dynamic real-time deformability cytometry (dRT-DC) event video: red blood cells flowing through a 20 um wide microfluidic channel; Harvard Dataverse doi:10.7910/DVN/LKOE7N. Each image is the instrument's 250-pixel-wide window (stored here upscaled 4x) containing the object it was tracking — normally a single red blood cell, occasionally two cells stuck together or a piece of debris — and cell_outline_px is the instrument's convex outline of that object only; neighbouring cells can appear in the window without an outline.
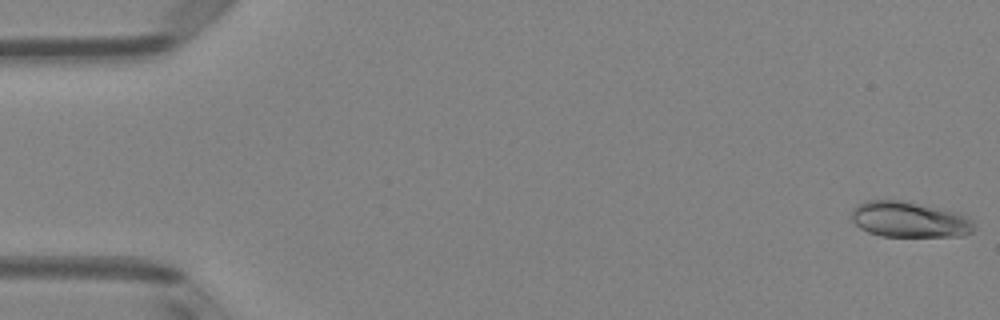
{"species": "Egyptian fruit bat (a non-hibernating species)", "species_latin": "Rousettus aegyptiacus", "temperature_condition": "room temperature", "stored_images_in_passage": 50, "camera_frame_rate_fps": 3000, "um_per_image_px": 0.085, "animal": {"sex": "female"}, "frame": {"image": 1, "passage_image": 1, "time_ms": 0.0, "image_size_px": [1000, 320], "cell_outline_px": [[976, 228], [972, 232], [964, 236], [880, 236], [868, 232], [860, 228], [852, 220], [852, 208], [856, 204], [864, 200], [900, 200], [960, 212], [968, 216], [972, 220]], "centroid_in_image_um": [77.32, 18.65], "position_along_channel_um": 7.7, "area_um2": 25.84}}
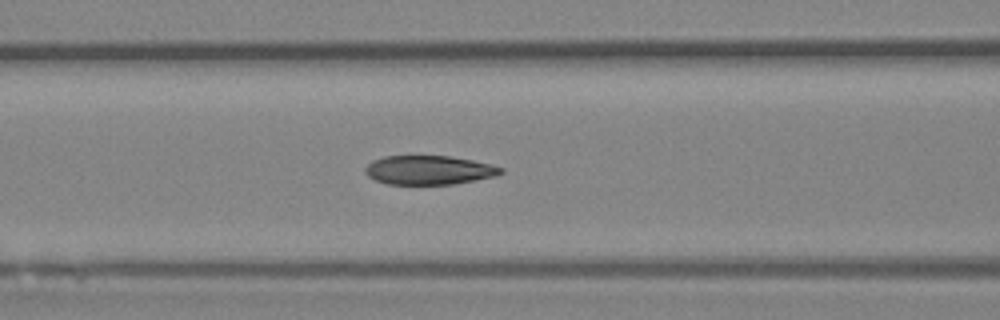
{"frame": {"image": 2, "passage_image": 21, "time_ms": 6.667, "image_size_px": [1000, 320], "cell_outline_px": [[504, 172], [496, 176], [476, 180], [452, 184], [388, 184], [376, 180], [368, 176], [364, 172], [364, 168], [372, 160], [384, 156], [452, 156], [472, 160], [504, 168]], "centroid_in_image_um": [36.45, 14.45], "position_along_channel_um": 130.1, "area_um2": 22.95}}
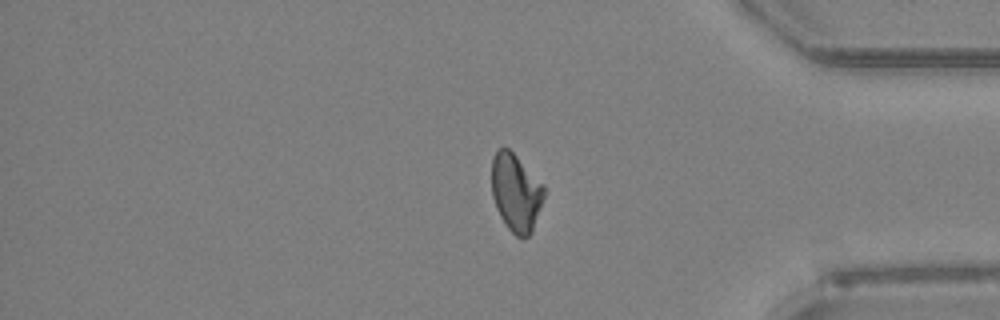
{"frame": {"image": 3, "passage_image": 42, "time_ms": 13.667, "image_size_px": [1000, 320], "cell_outline_px": [[544, 196], [532, 232], [528, 236], [516, 236], [508, 228], [500, 216], [496, 208], [492, 196], [492, 156], [500, 148], [508, 148], [544, 184]], "centroid_in_image_um": [43.85, 16.36], "position_along_channel_um": 391.4, "area_um2": 23.47}, "authors_computed_cell_mechanics": {"area_um2": 24.0159, "velocity_mm_per_s": 4.0419, "shape_relaxation_time_tau1_ms": null, "shape_relaxation_time_tau2_ms": 2.1961, "deformation_change_tau1": null, "deformation_change_tau2": 0.0734}}